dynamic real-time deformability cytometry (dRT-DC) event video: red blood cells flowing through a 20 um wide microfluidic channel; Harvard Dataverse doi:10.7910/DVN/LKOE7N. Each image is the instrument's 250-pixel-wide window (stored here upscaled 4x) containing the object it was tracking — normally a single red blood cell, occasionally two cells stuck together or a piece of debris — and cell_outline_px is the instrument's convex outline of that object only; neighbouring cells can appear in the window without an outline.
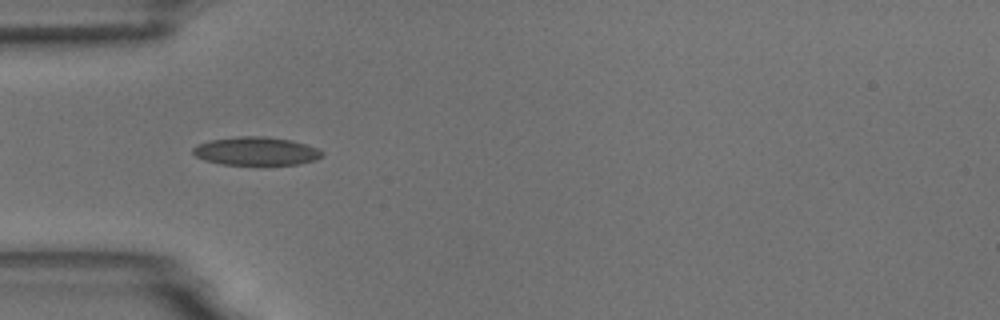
{"species": "common noctule bat (a hibernating species)", "species_latin": "Nyctalus noctula", "temperature_condition": "room temperature", "stored_images_in_passage": 6, "camera_frame_rate_fps": 3000, "um_per_image_px": 0.085, "animal": {"sex": "male", "body_mass_g": 18.8}, "frame": {"image": 1, "passage_image": 6, "time_ms": 5.667, "image_size_px": [1000, 320], "cell_outline_px": [[324, 156], [316, 160], [300, 164], [220, 164], [204, 160], [196, 156], [192, 152], [192, 148], [208, 140], [240, 136], [268, 136], [292, 140], [316, 148], [324, 152]], "centroid_in_image_um": [21.78, 12.84], "position_along_channel_um": 63.2, "area_um2": 21.33}}